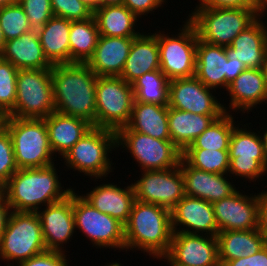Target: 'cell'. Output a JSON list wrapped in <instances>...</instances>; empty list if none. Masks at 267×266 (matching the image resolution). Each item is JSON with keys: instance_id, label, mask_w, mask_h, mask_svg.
<instances>
[{"instance_id": "obj_1", "label": "cell", "mask_w": 267, "mask_h": 266, "mask_svg": "<svg viewBox=\"0 0 267 266\" xmlns=\"http://www.w3.org/2000/svg\"><path fill=\"white\" fill-rule=\"evenodd\" d=\"M51 76L55 111L82 118L96 127L98 76L86 63L53 65Z\"/></svg>"}, {"instance_id": "obj_2", "label": "cell", "mask_w": 267, "mask_h": 266, "mask_svg": "<svg viewBox=\"0 0 267 266\" xmlns=\"http://www.w3.org/2000/svg\"><path fill=\"white\" fill-rule=\"evenodd\" d=\"M55 163L49 166L18 169L3 186L12 211L37 212L43 206L63 200L73 188H64ZM64 188V189H63Z\"/></svg>"}, {"instance_id": "obj_3", "label": "cell", "mask_w": 267, "mask_h": 266, "mask_svg": "<svg viewBox=\"0 0 267 266\" xmlns=\"http://www.w3.org/2000/svg\"><path fill=\"white\" fill-rule=\"evenodd\" d=\"M172 234L171 210L134 201L129 219L124 225L126 252L139 250L160 261L170 249Z\"/></svg>"}, {"instance_id": "obj_4", "label": "cell", "mask_w": 267, "mask_h": 266, "mask_svg": "<svg viewBox=\"0 0 267 266\" xmlns=\"http://www.w3.org/2000/svg\"><path fill=\"white\" fill-rule=\"evenodd\" d=\"M116 132L110 129L92 127L81 139H79L63 156L66 169L77 171L83 176L98 181L108 177L114 172V163L110 154L116 151ZM110 156V157H109ZM111 160V161H110ZM70 168V169H69Z\"/></svg>"}, {"instance_id": "obj_5", "label": "cell", "mask_w": 267, "mask_h": 266, "mask_svg": "<svg viewBox=\"0 0 267 266\" xmlns=\"http://www.w3.org/2000/svg\"><path fill=\"white\" fill-rule=\"evenodd\" d=\"M4 127L11 136L18 169L45 167L57 161L49 144L45 119L6 116Z\"/></svg>"}, {"instance_id": "obj_6", "label": "cell", "mask_w": 267, "mask_h": 266, "mask_svg": "<svg viewBox=\"0 0 267 266\" xmlns=\"http://www.w3.org/2000/svg\"><path fill=\"white\" fill-rule=\"evenodd\" d=\"M187 18L199 40L222 47H229L234 38L256 20L254 8L195 7Z\"/></svg>"}, {"instance_id": "obj_7", "label": "cell", "mask_w": 267, "mask_h": 266, "mask_svg": "<svg viewBox=\"0 0 267 266\" xmlns=\"http://www.w3.org/2000/svg\"><path fill=\"white\" fill-rule=\"evenodd\" d=\"M46 250L37 213L12 211L6 230L0 239L1 262H6L7 266H17L21 261Z\"/></svg>"}, {"instance_id": "obj_8", "label": "cell", "mask_w": 267, "mask_h": 266, "mask_svg": "<svg viewBox=\"0 0 267 266\" xmlns=\"http://www.w3.org/2000/svg\"><path fill=\"white\" fill-rule=\"evenodd\" d=\"M54 111L51 69L18 70L15 106L6 116L44 119Z\"/></svg>"}, {"instance_id": "obj_9", "label": "cell", "mask_w": 267, "mask_h": 266, "mask_svg": "<svg viewBox=\"0 0 267 266\" xmlns=\"http://www.w3.org/2000/svg\"><path fill=\"white\" fill-rule=\"evenodd\" d=\"M177 34L153 31L157 36L160 70L169 79L195 76L198 36L195 27L186 19Z\"/></svg>"}, {"instance_id": "obj_10", "label": "cell", "mask_w": 267, "mask_h": 266, "mask_svg": "<svg viewBox=\"0 0 267 266\" xmlns=\"http://www.w3.org/2000/svg\"><path fill=\"white\" fill-rule=\"evenodd\" d=\"M116 147L130 152L140 171L166 170L177 167L182 152L171 140L153 138L130 130L127 126L116 132ZM121 147V148H120ZM139 163V164H138Z\"/></svg>"}, {"instance_id": "obj_11", "label": "cell", "mask_w": 267, "mask_h": 266, "mask_svg": "<svg viewBox=\"0 0 267 266\" xmlns=\"http://www.w3.org/2000/svg\"><path fill=\"white\" fill-rule=\"evenodd\" d=\"M96 127L117 132L128 125L135 101L130 83L120 76H98Z\"/></svg>"}, {"instance_id": "obj_12", "label": "cell", "mask_w": 267, "mask_h": 266, "mask_svg": "<svg viewBox=\"0 0 267 266\" xmlns=\"http://www.w3.org/2000/svg\"><path fill=\"white\" fill-rule=\"evenodd\" d=\"M241 123L240 121L234 126L229 142L230 179L236 176L237 179L241 178L249 183L256 182L257 179L265 181L262 177L267 174V169L260 131L257 130L256 133L250 129L253 127H249L251 123Z\"/></svg>"}, {"instance_id": "obj_13", "label": "cell", "mask_w": 267, "mask_h": 266, "mask_svg": "<svg viewBox=\"0 0 267 266\" xmlns=\"http://www.w3.org/2000/svg\"><path fill=\"white\" fill-rule=\"evenodd\" d=\"M73 214L75 230L89 238L97 248L125 250L124 225L117 219L100 212L73 188ZM116 248V249H115Z\"/></svg>"}, {"instance_id": "obj_14", "label": "cell", "mask_w": 267, "mask_h": 266, "mask_svg": "<svg viewBox=\"0 0 267 266\" xmlns=\"http://www.w3.org/2000/svg\"><path fill=\"white\" fill-rule=\"evenodd\" d=\"M132 182L135 199L171 210L184 196V178L180 166L156 171H141Z\"/></svg>"}, {"instance_id": "obj_15", "label": "cell", "mask_w": 267, "mask_h": 266, "mask_svg": "<svg viewBox=\"0 0 267 266\" xmlns=\"http://www.w3.org/2000/svg\"><path fill=\"white\" fill-rule=\"evenodd\" d=\"M245 65L237 58L228 59L226 47L211 45L198 39L196 49L195 76L206 86L214 90H227L243 70Z\"/></svg>"}, {"instance_id": "obj_16", "label": "cell", "mask_w": 267, "mask_h": 266, "mask_svg": "<svg viewBox=\"0 0 267 266\" xmlns=\"http://www.w3.org/2000/svg\"><path fill=\"white\" fill-rule=\"evenodd\" d=\"M160 261L169 266H220L217 237L173 232L170 249Z\"/></svg>"}, {"instance_id": "obj_17", "label": "cell", "mask_w": 267, "mask_h": 266, "mask_svg": "<svg viewBox=\"0 0 267 266\" xmlns=\"http://www.w3.org/2000/svg\"><path fill=\"white\" fill-rule=\"evenodd\" d=\"M214 92L217 93L196 76L173 79L169 81L168 107L201 115H223L224 102L220 103Z\"/></svg>"}, {"instance_id": "obj_18", "label": "cell", "mask_w": 267, "mask_h": 266, "mask_svg": "<svg viewBox=\"0 0 267 266\" xmlns=\"http://www.w3.org/2000/svg\"><path fill=\"white\" fill-rule=\"evenodd\" d=\"M36 213L41 222L46 249L65 253L67 249H64V244L69 243L77 232L73 214V190L63 200L49 204Z\"/></svg>"}, {"instance_id": "obj_19", "label": "cell", "mask_w": 267, "mask_h": 266, "mask_svg": "<svg viewBox=\"0 0 267 266\" xmlns=\"http://www.w3.org/2000/svg\"><path fill=\"white\" fill-rule=\"evenodd\" d=\"M218 232L258 229V193L250 196L237 189L232 195L212 203Z\"/></svg>"}, {"instance_id": "obj_20", "label": "cell", "mask_w": 267, "mask_h": 266, "mask_svg": "<svg viewBox=\"0 0 267 266\" xmlns=\"http://www.w3.org/2000/svg\"><path fill=\"white\" fill-rule=\"evenodd\" d=\"M171 226L173 232L218 234L212 203L187 195L171 209Z\"/></svg>"}, {"instance_id": "obj_21", "label": "cell", "mask_w": 267, "mask_h": 266, "mask_svg": "<svg viewBox=\"0 0 267 266\" xmlns=\"http://www.w3.org/2000/svg\"><path fill=\"white\" fill-rule=\"evenodd\" d=\"M226 91L229 106L223 107L227 113L250 114L257 105L267 104V85L261 69L246 68L229 83Z\"/></svg>"}, {"instance_id": "obj_22", "label": "cell", "mask_w": 267, "mask_h": 266, "mask_svg": "<svg viewBox=\"0 0 267 266\" xmlns=\"http://www.w3.org/2000/svg\"><path fill=\"white\" fill-rule=\"evenodd\" d=\"M179 166L184 178L185 195L214 203L232 195L238 188L228 174L208 173L189 166L182 158Z\"/></svg>"}, {"instance_id": "obj_23", "label": "cell", "mask_w": 267, "mask_h": 266, "mask_svg": "<svg viewBox=\"0 0 267 266\" xmlns=\"http://www.w3.org/2000/svg\"><path fill=\"white\" fill-rule=\"evenodd\" d=\"M104 179L106 178H103L104 183L98 184L90 192L81 194V196L100 212L117 219L125 225L136 200L132 183L123 188V186H117L118 184L114 182H108L107 184Z\"/></svg>"}, {"instance_id": "obj_24", "label": "cell", "mask_w": 267, "mask_h": 266, "mask_svg": "<svg viewBox=\"0 0 267 266\" xmlns=\"http://www.w3.org/2000/svg\"><path fill=\"white\" fill-rule=\"evenodd\" d=\"M267 20L256 19L226 47L228 59H238L246 68L261 69L267 52Z\"/></svg>"}, {"instance_id": "obj_25", "label": "cell", "mask_w": 267, "mask_h": 266, "mask_svg": "<svg viewBox=\"0 0 267 266\" xmlns=\"http://www.w3.org/2000/svg\"><path fill=\"white\" fill-rule=\"evenodd\" d=\"M135 37H99L88 67L97 76H120Z\"/></svg>"}, {"instance_id": "obj_26", "label": "cell", "mask_w": 267, "mask_h": 266, "mask_svg": "<svg viewBox=\"0 0 267 266\" xmlns=\"http://www.w3.org/2000/svg\"><path fill=\"white\" fill-rule=\"evenodd\" d=\"M0 57L18 70L52 69L53 66L44 54L37 30L7 40Z\"/></svg>"}, {"instance_id": "obj_27", "label": "cell", "mask_w": 267, "mask_h": 266, "mask_svg": "<svg viewBox=\"0 0 267 266\" xmlns=\"http://www.w3.org/2000/svg\"><path fill=\"white\" fill-rule=\"evenodd\" d=\"M44 119L51 150L55 157L58 153V158L65 156L72 146L93 127L82 118L67 116L56 111Z\"/></svg>"}, {"instance_id": "obj_28", "label": "cell", "mask_w": 267, "mask_h": 266, "mask_svg": "<svg viewBox=\"0 0 267 266\" xmlns=\"http://www.w3.org/2000/svg\"><path fill=\"white\" fill-rule=\"evenodd\" d=\"M156 70H160L157 36L151 31L148 33L142 31L133 39L120 77L131 84L145 73Z\"/></svg>"}, {"instance_id": "obj_29", "label": "cell", "mask_w": 267, "mask_h": 266, "mask_svg": "<svg viewBox=\"0 0 267 266\" xmlns=\"http://www.w3.org/2000/svg\"><path fill=\"white\" fill-rule=\"evenodd\" d=\"M222 115H201L168 107L171 141L183 152L209 125Z\"/></svg>"}, {"instance_id": "obj_30", "label": "cell", "mask_w": 267, "mask_h": 266, "mask_svg": "<svg viewBox=\"0 0 267 266\" xmlns=\"http://www.w3.org/2000/svg\"><path fill=\"white\" fill-rule=\"evenodd\" d=\"M216 237L220 266L253 255L267 244L258 229L221 231Z\"/></svg>"}, {"instance_id": "obj_31", "label": "cell", "mask_w": 267, "mask_h": 266, "mask_svg": "<svg viewBox=\"0 0 267 266\" xmlns=\"http://www.w3.org/2000/svg\"><path fill=\"white\" fill-rule=\"evenodd\" d=\"M71 21L53 16L37 30L47 60L52 65L70 63Z\"/></svg>"}, {"instance_id": "obj_32", "label": "cell", "mask_w": 267, "mask_h": 266, "mask_svg": "<svg viewBox=\"0 0 267 266\" xmlns=\"http://www.w3.org/2000/svg\"><path fill=\"white\" fill-rule=\"evenodd\" d=\"M93 16L101 36L138 37L142 33L137 31L140 19L124 4L98 7Z\"/></svg>"}, {"instance_id": "obj_33", "label": "cell", "mask_w": 267, "mask_h": 266, "mask_svg": "<svg viewBox=\"0 0 267 266\" xmlns=\"http://www.w3.org/2000/svg\"><path fill=\"white\" fill-rule=\"evenodd\" d=\"M127 127L161 140H171L168 127V106L134 102Z\"/></svg>"}, {"instance_id": "obj_34", "label": "cell", "mask_w": 267, "mask_h": 266, "mask_svg": "<svg viewBox=\"0 0 267 266\" xmlns=\"http://www.w3.org/2000/svg\"><path fill=\"white\" fill-rule=\"evenodd\" d=\"M99 37L94 16L83 21H71L70 63H87L94 53Z\"/></svg>"}, {"instance_id": "obj_35", "label": "cell", "mask_w": 267, "mask_h": 266, "mask_svg": "<svg viewBox=\"0 0 267 266\" xmlns=\"http://www.w3.org/2000/svg\"><path fill=\"white\" fill-rule=\"evenodd\" d=\"M169 81L161 70L145 73L131 83L134 102L168 106Z\"/></svg>"}, {"instance_id": "obj_36", "label": "cell", "mask_w": 267, "mask_h": 266, "mask_svg": "<svg viewBox=\"0 0 267 266\" xmlns=\"http://www.w3.org/2000/svg\"><path fill=\"white\" fill-rule=\"evenodd\" d=\"M225 113L215 119L186 149L229 151L230 137L236 125L235 115Z\"/></svg>"}, {"instance_id": "obj_37", "label": "cell", "mask_w": 267, "mask_h": 266, "mask_svg": "<svg viewBox=\"0 0 267 266\" xmlns=\"http://www.w3.org/2000/svg\"><path fill=\"white\" fill-rule=\"evenodd\" d=\"M189 166L214 174H228L229 151L185 149L181 157Z\"/></svg>"}, {"instance_id": "obj_38", "label": "cell", "mask_w": 267, "mask_h": 266, "mask_svg": "<svg viewBox=\"0 0 267 266\" xmlns=\"http://www.w3.org/2000/svg\"><path fill=\"white\" fill-rule=\"evenodd\" d=\"M0 26L6 41L32 30L19 3L0 7Z\"/></svg>"}, {"instance_id": "obj_39", "label": "cell", "mask_w": 267, "mask_h": 266, "mask_svg": "<svg viewBox=\"0 0 267 266\" xmlns=\"http://www.w3.org/2000/svg\"><path fill=\"white\" fill-rule=\"evenodd\" d=\"M18 69L0 57V112L7 115L15 106Z\"/></svg>"}, {"instance_id": "obj_40", "label": "cell", "mask_w": 267, "mask_h": 266, "mask_svg": "<svg viewBox=\"0 0 267 266\" xmlns=\"http://www.w3.org/2000/svg\"><path fill=\"white\" fill-rule=\"evenodd\" d=\"M32 30L43 27L53 16L51 0H18Z\"/></svg>"}, {"instance_id": "obj_41", "label": "cell", "mask_w": 267, "mask_h": 266, "mask_svg": "<svg viewBox=\"0 0 267 266\" xmlns=\"http://www.w3.org/2000/svg\"><path fill=\"white\" fill-rule=\"evenodd\" d=\"M53 14L70 21H83L93 17L94 11L80 0H51Z\"/></svg>"}, {"instance_id": "obj_42", "label": "cell", "mask_w": 267, "mask_h": 266, "mask_svg": "<svg viewBox=\"0 0 267 266\" xmlns=\"http://www.w3.org/2000/svg\"><path fill=\"white\" fill-rule=\"evenodd\" d=\"M17 170L12 139L4 127L0 131V184L4 186Z\"/></svg>"}, {"instance_id": "obj_43", "label": "cell", "mask_w": 267, "mask_h": 266, "mask_svg": "<svg viewBox=\"0 0 267 266\" xmlns=\"http://www.w3.org/2000/svg\"><path fill=\"white\" fill-rule=\"evenodd\" d=\"M66 254L64 252L46 250L32 258L21 261L17 266H70Z\"/></svg>"}, {"instance_id": "obj_44", "label": "cell", "mask_w": 267, "mask_h": 266, "mask_svg": "<svg viewBox=\"0 0 267 266\" xmlns=\"http://www.w3.org/2000/svg\"><path fill=\"white\" fill-rule=\"evenodd\" d=\"M166 2L167 0H124L123 4L138 18H143L158 8H163Z\"/></svg>"}, {"instance_id": "obj_45", "label": "cell", "mask_w": 267, "mask_h": 266, "mask_svg": "<svg viewBox=\"0 0 267 266\" xmlns=\"http://www.w3.org/2000/svg\"><path fill=\"white\" fill-rule=\"evenodd\" d=\"M195 7L254 8L255 0H198Z\"/></svg>"}, {"instance_id": "obj_46", "label": "cell", "mask_w": 267, "mask_h": 266, "mask_svg": "<svg viewBox=\"0 0 267 266\" xmlns=\"http://www.w3.org/2000/svg\"><path fill=\"white\" fill-rule=\"evenodd\" d=\"M221 266H267V244L253 255L227 261Z\"/></svg>"}, {"instance_id": "obj_47", "label": "cell", "mask_w": 267, "mask_h": 266, "mask_svg": "<svg viewBox=\"0 0 267 266\" xmlns=\"http://www.w3.org/2000/svg\"><path fill=\"white\" fill-rule=\"evenodd\" d=\"M258 230L267 243V190L258 193Z\"/></svg>"}, {"instance_id": "obj_48", "label": "cell", "mask_w": 267, "mask_h": 266, "mask_svg": "<svg viewBox=\"0 0 267 266\" xmlns=\"http://www.w3.org/2000/svg\"><path fill=\"white\" fill-rule=\"evenodd\" d=\"M12 209L8 205L4 195L0 198V239L4 234Z\"/></svg>"}, {"instance_id": "obj_49", "label": "cell", "mask_w": 267, "mask_h": 266, "mask_svg": "<svg viewBox=\"0 0 267 266\" xmlns=\"http://www.w3.org/2000/svg\"><path fill=\"white\" fill-rule=\"evenodd\" d=\"M254 12L256 19H264L263 17L267 15V0H255Z\"/></svg>"}, {"instance_id": "obj_50", "label": "cell", "mask_w": 267, "mask_h": 266, "mask_svg": "<svg viewBox=\"0 0 267 266\" xmlns=\"http://www.w3.org/2000/svg\"><path fill=\"white\" fill-rule=\"evenodd\" d=\"M262 131L263 133H260V136H261L262 143H263L264 155L266 159V169H267V127L265 128V130H262Z\"/></svg>"}, {"instance_id": "obj_51", "label": "cell", "mask_w": 267, "mask_h": 266, "mask_svg": "<svg viewBox=\"0 0 267 266\" xmlns=\"http://www.w3.org/2000/svg\"><path fill=\"white\" fill-rule=\"evenodd\" d=\"M124 0H99V7L107 5H121Z\"/></svg>"}, {"instance_id": "obj_52", "label": "cell", "mask_w": 267, "mask_h": 266, "mask_svg": "<svg viewBox=\"0 0 267 266\" xmlns=\"http://www.w3.org/2000/svg\"><path fill=\"white\" fill-rule=\"evenodd\" d=\"M95 11L99 7V0H80Z\"/></svg>"}, {"instance_id": "obj_53", "label": "cell", "mask_w": 267, "mask_h": 266, "mask_svg": "<svg viewBox=\"0 0 267 266\" xmlns=\"http://www.w3.org/2000/svg\"><path fill=\"white\" fill-rule=\"evenodd\" d=\"M261 71H262L263 77H264L266 85H267V52L264 56V60H263L262 66H261Z\"/></svg>"}, {"instance_id": "obj_54", "label": "cell", "mask_w": 267, "mask_h": 266, "mask_svg": "<svg viewBox=\"0 0 267 266\" xmlns=\"http://www.w3.org/2000/svg\"><path fill=\"white\" fill-rule=\"evenodd\" d=\"M5 43H6V40L4 38L3 31H2V28L0 26V53L2 52V50L5 46Z\"/></svg>"}, {"instance_id": "obj_55", "label": "cell", "mask_w": 267, "mask_h": 266, "mask_svg": "<svg viewBox=\"0 0 267 266\" xmlns=\"http://www.w3.org/2000/svg\"><path fill=\"white\" fill-rule=\"evenodd\" d=\"M18 3V0H0V7Z\"/></svg>"}, {"instance_id": "obj_56", "label": "cell", "mask_w": 267, "mask_h": 266, "mask_svg": "<svg viewBox=\"0 0 267 266\" xmlns=\"http://www.w3.org/2000/svg\"><path fill=\"white\" fill-rule=\"evenodd\" d=\"M5 120H6V115L0 112V131L4 128Z\"/></svg>"}, {"instance_id": "obj_57", "label": "cell", "mask_w": 267, "mask_h": 266, "mask_svg": "<svg viewBox=\"0 0 267 266\" xmlns=\"http://www.w3.org/2000/svg\"><path fill=\"white\" fill-rule=\"evenodd\" d=\"M103 266H122V264L119 262V263H117V262H110V263H107V265H106V263H105V265H103Z\"/></svg>"}, {"instance_id": "obj_58", "label": "cell", "mask_w": 267, "mask_h": 266, "mask_svg": "<svg viewBox=\"0 0 267 266\" xmlns=\"http://www.w3.org/2000/svg\"><path fill=\"white\" fill-rule=\"evenodd\" d=\"M4 195L3 186L0 184V198Z\"/></svg>"}]
</instances>
